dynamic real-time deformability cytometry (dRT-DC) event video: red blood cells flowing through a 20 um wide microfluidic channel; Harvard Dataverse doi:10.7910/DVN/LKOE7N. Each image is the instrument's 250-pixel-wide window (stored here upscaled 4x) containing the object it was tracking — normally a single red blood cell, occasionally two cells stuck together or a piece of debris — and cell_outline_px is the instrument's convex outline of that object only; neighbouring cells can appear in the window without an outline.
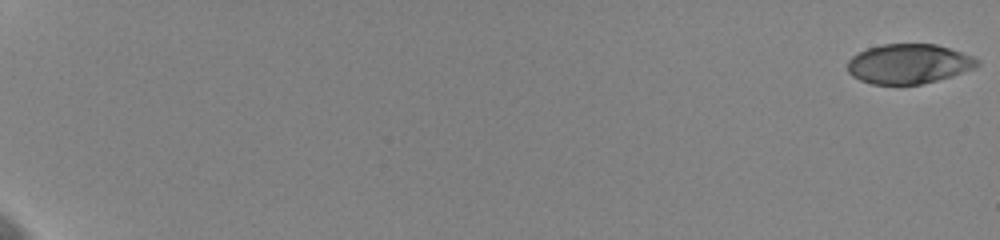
{"species": "human", "species_latin": "Homo sapiens", "temperature_condition": "cold", "stored_images_in_passage": 22, "camera_frame_rate_fps": 3000, "um_per_image_px": 0.085, "donor": {"sex": "female"}, "frame": {"image": 1, "passage_image": 1, "time_ms": 0.0, "image_size_px": [1000, 240], "cell_outline_px": [[980, 64], [976, 68], [952, 76], [920, 84], [872, 84], [860, 80], [852, 76], [848, 72], [848, 60], [852, 56], [868, 48], [880, 44], [936, 44], [972, 56], [980, 60]], "centroid_in_image_um": [77.25, 5.42], "position_along_channel_um": 7.8, "area_um2": 29.94}}
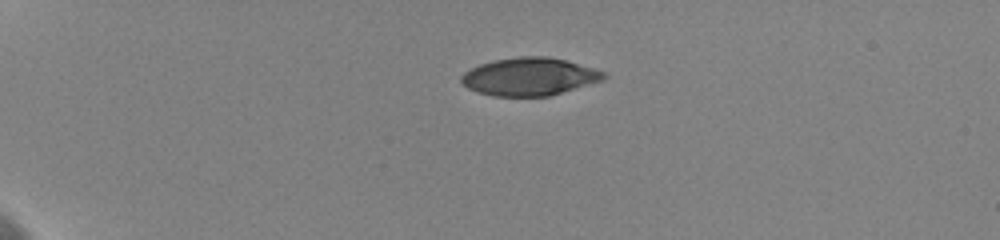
{"frame": {"image": 2, "passage_image": 10, "time_ms": 5.333, "image_size_px": [1000, 240], "cell_outline_px": [[608, 76], [604, 80], [548, 96], [492, 96], [476, 92], [468, 88], [460, 80], [460, 76], [464, 72], [480, 64], [496, 60], [520, 56], [548, 56], [564, 60], [608, 72]], "centroid_in_image_um": [45.02, 6.51], "position_along_channel_um": 40.0, "area_um2": 31.39}}